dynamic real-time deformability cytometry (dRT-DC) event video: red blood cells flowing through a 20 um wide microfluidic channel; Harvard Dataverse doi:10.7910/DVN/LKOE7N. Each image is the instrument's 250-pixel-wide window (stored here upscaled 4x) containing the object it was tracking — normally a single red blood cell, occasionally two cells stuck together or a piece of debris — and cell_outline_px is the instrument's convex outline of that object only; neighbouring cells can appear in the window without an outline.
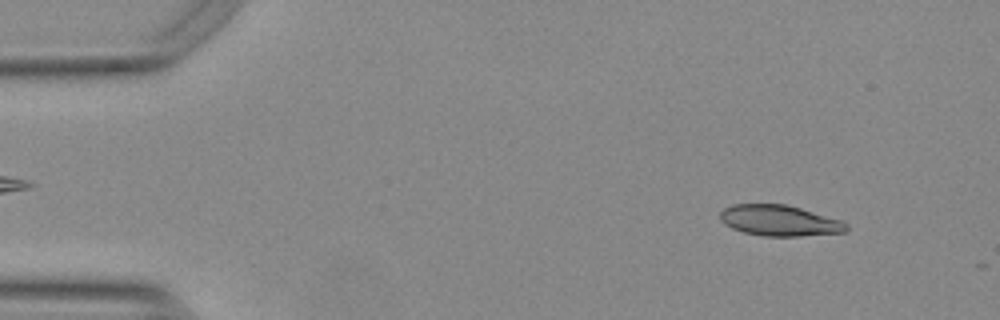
{"species": "Egyptian fruit bat (a non-hibernating species)", "species_latin": "Rousettus aegyptiacus", "temperature_condition": "warm", "stored_images_in_passage": 17, "camera_frame_rate_fps": 3000, "um_per_image_px": 0.085, "animal": {"sex": "female"}, "frame": {"image": 1, "passage_image": 5, "time_ms": 1.333, "image_size_px": [1000, 320], "cell_outline_px": [[848, 228], [844, 232], [800, 236], [764, 236], [744, 232], [732, 228], [724, 224], [720, 220], [720, 212], [724, 208], [732, 204], [784, 204], [800, 208], [840, 220], [848, 224]], "centroid_in_image_um": [66.22, 18.75], "position_along_channel_um": 18.8, "area_um2": 22.54}}
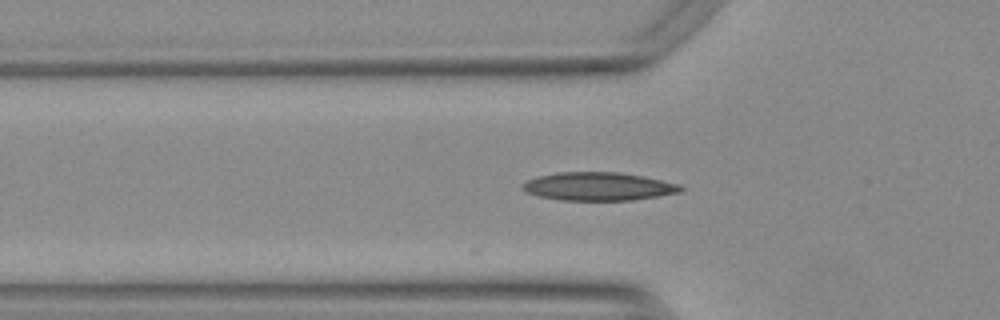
{"frame": {"image": 2, "passage_image": 17, "time_ms": 5.333, "image_size_px": [1000, 320], "cell_outline_px": [[684, 188], [680, 192], [632, 200], [560, 200], [540, 196], [524, 192], [520, 184], [536, 176], [556, 172], [616, 172], [644, 176], [676, 184]], "centroid_in_image_um": [50.78, 15.84], "position_along_channel_um": 75.0, "area_um2": 25.89}}